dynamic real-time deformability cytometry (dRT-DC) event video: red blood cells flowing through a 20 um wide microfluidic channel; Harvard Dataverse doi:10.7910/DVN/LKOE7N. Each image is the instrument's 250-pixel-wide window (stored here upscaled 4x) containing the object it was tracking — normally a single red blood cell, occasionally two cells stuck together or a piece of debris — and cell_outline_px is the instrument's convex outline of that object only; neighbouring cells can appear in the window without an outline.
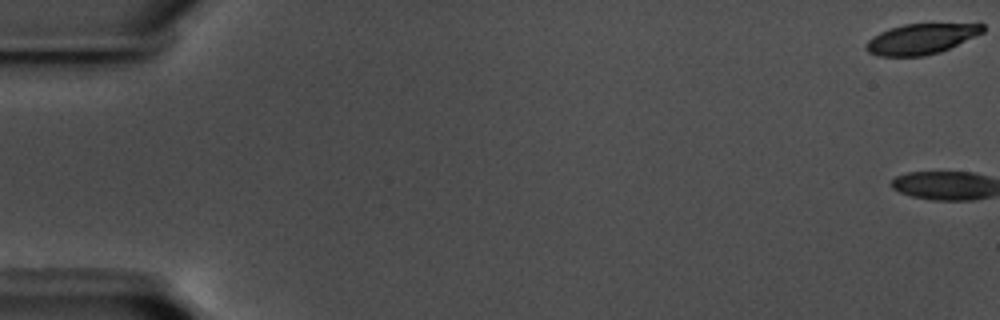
{"species": "common noctule bat (a hibernating species)", "species_latin": "Nyctalus noctula", "temperature_condition": "warm", "stored_images_in_passage": 3, "camera_frame_rate_fps": 3000, "um_per_image_px": 0.085, "animal": {"sex": "male", "body_mass_g": 17.5, "forearm_length_mm": 52.3}, "frame": {"image": 1, "passage_image": 1, "time_ms": 0.0, "image_size_px": [1000, 320], "cell_outline_px": [[984, 32], [940, 52], [924, 56], [880, 56], [868, 52], [864, 48], [864, 44], [872, 36], [880, 32], [904, 24], [984, 24]], "centroid_in_image_um": [78.25, 3.32], "position_along_channel_um": 6.8, "area_um2": 20.52}}